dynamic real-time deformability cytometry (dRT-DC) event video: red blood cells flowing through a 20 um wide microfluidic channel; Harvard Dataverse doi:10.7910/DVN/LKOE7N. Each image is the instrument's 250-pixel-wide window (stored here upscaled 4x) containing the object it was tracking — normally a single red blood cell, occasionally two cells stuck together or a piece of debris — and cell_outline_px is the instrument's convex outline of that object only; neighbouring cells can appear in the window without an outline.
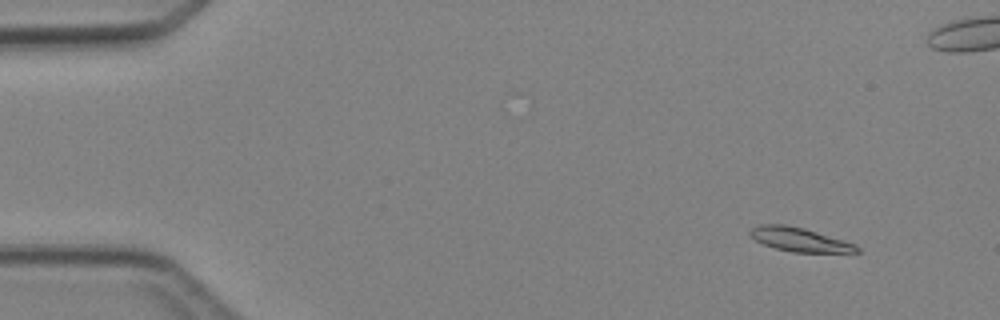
{"species": "Egyptian fruit bat (a non-hibernating species)", "species_latin": "Rousettus aegyptiacus", "temperature_condition": "cold", "stored_images_in_passage": 5, "camera_frame_rate_fps": 3000, "um_per_image_px": 0.085, "animal": {"sex": "female"}, "frame": {"image": 1, "passage_image": 1, "time_ms": 0.0, "image_size_px": [1000, 320], "cell_outline_px": [[860, 252], [792, 252], [776, 248], [764, 244], [748, 236], [748, 232], [752, 228], [760, 224], [784, 224], [804, 228], [856, 244], [860, 248]], "centroid_in_image_um": [67.94, 20.35], "position_along_channel_um": 17.1, "area_um2": 14.8}}